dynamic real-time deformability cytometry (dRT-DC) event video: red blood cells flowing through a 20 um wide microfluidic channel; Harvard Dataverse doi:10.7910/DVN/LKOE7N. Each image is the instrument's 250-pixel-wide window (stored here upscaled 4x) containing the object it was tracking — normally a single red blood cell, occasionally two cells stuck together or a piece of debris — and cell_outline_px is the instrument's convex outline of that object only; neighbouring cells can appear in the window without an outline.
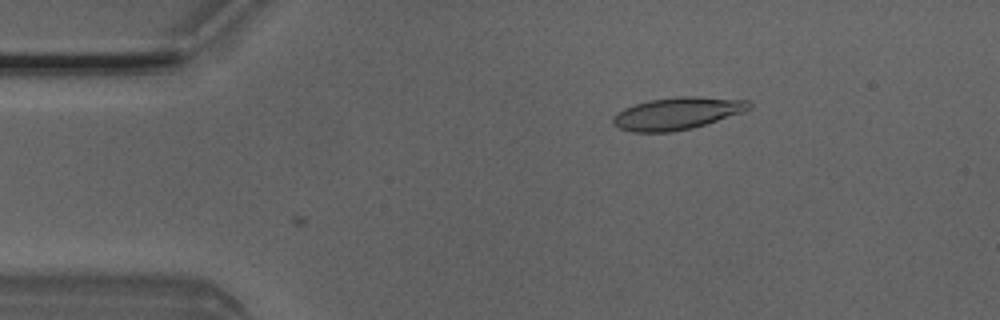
{"species": "Egyptian fruit bat (a non-hibernating species)", "species_latin": "Rousettus aegyptiacus", "temperature_condition": "room temperature", "stored_images_in_passage": 2, "camera_frame_rate_fps": 3000, "um_per_image_px": 0.085, "animal": {"sex": "male"}, "frame": {"image": 1, "passage_image": 2, "time_ms": 0.333, "image_size_px": [1000, 320], "cell_outline_px": [[752, 108], [744, 112], [692, 128], [672, 132], [632, 132], [620, 128], [612, 124], [612, 116], [616, 112], [624, 108], [648, 100], [676, 96], [696, 96], [748, 100], [752, 104]], "centroid_in_image_um": [57.55, 9.63], "position_along_channel_um": 27.4, "area_um2": 25.78}}